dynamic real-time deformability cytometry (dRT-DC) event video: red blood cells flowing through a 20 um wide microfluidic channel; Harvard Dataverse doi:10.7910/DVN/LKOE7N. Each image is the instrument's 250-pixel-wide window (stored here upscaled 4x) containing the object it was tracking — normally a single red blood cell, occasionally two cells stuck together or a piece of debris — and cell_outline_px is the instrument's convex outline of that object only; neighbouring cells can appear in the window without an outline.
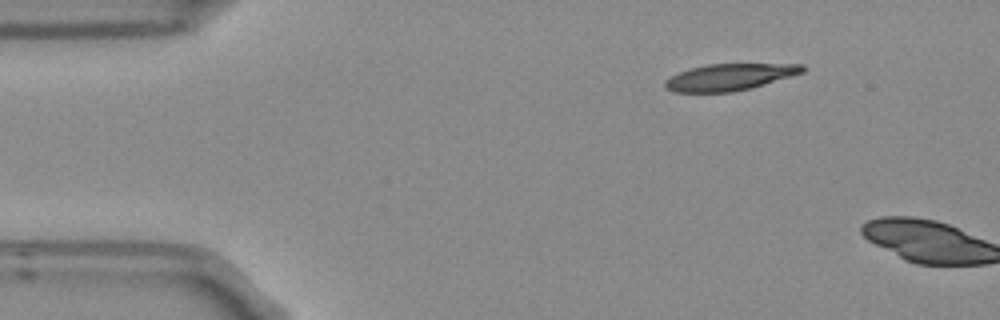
{"species": "Egyptian fruit bat (a non-hibernating species)", "species_latin": "Rousettus aegyptiacus", "temperature_condition": "room temperature", "stored_images_in_passage": 5, "camera_frame_rate_fps": 3000, "um_per_image_px": 0.085, "frame": {"image": 1, "passage_image": 5, "time_ms": 1.333, "image_size_px": [1000, 320], "cell_outline_px": [[808, 68], [804, 72], [752, 88], [732, 92], [676, 92], [664, 88], [664, 80], [688, 68], [708, 64], [804, 64]], "centroid_in_image_um": [62.03, 6.55], "position_along_channel_um": 23.0, "area_um2": 21.44}}